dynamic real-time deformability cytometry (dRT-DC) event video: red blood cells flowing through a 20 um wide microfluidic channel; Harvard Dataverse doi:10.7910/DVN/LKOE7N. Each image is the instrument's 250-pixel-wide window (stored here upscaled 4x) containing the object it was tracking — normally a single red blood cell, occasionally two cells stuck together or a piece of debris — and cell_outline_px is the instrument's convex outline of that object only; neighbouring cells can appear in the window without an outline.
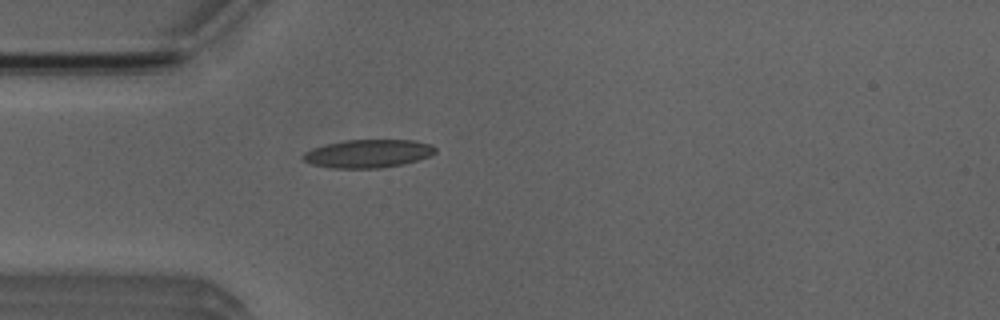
{"species": "Egyptian fruit bat (a non-hibernating species)", "species_latin": "Rousettus aegyptiacus", "temperature_condition": "room temperature", "stored_images_in_passage": 1, "camera_frame_rate_fps": 3000, "um_per_image_px": 0.085, "animal": {"sex": "male"}, "frame": {"image": 1, "passage_image": 1, "time_ms": 0.0, "image_size_px": [1000, 320], "cell_outline_px": [[436, 152], [428, 156], [416, 160], [400, 164], [380, 168], [332, 168], [312, 164], [304, 160], [300, 156], [304, 152], [312, 148], [324, 144], [344, 140], [412, 140], [432, 144], [436, 148]], "centroid_in_image_um": [31.24, 13.04], "position_along_channel_um": 53.8, "area_um2": 21.68}}